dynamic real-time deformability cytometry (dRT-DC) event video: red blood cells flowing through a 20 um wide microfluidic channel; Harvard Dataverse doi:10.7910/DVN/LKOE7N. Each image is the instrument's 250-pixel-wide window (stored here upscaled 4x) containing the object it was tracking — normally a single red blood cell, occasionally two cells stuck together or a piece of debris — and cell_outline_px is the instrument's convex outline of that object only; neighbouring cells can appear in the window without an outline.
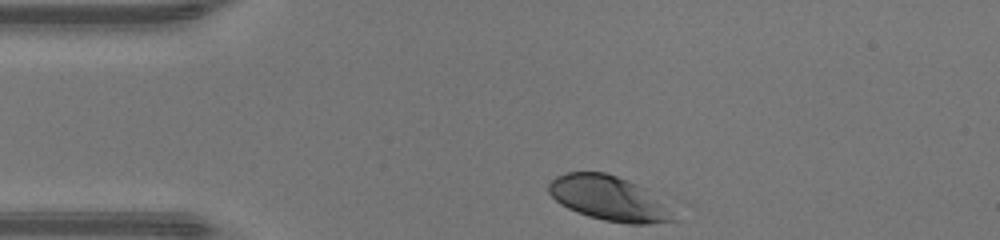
{"species": "human", "species_latin": "Homo sapiens", "temperature_condition": "warm", "stored_images_in_passage": 29, "camera_frame_rate_fps": 3000, "um_per_image_px": 0.085, "donor": {"sex": "male"}, "frame": {"image": 1, "passage_image": 1, "time_ms": 0.0, "image_size_px": [1000, 240], "cell_outline_px": [[676, 220], [644, 224], [628, 224], [604, 220], [588, 216], [576, 212], [560, 204], [548, 192], [548, 184], [556, 176], [568, 172], [604, 172], [628, 180], [648, 188]], "centroid_in_image_um": [51.68, 16.84], "position_along_channel_um": 33.3, "area_um2": 32.08}}
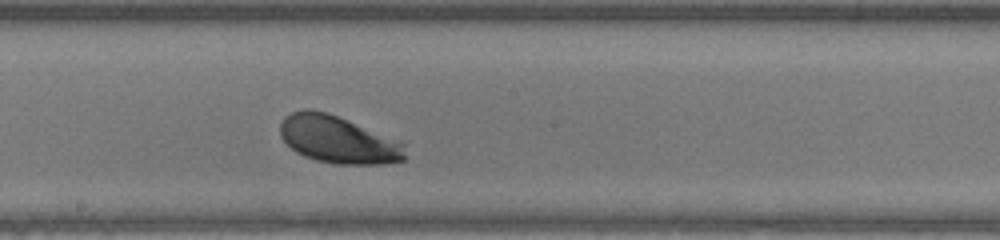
{"frame": {"image": 2, "passage_image": 17, "time_ms": 5.333, "image_size_px": [1000, 240], "cell_outline_px": [[408, 140], [404, 160], [384, 164], [336, 164], [316, 160], [304, 156], [296, 152], [280, 136], [280, 124], [284, 116], [292, 112], [304, 108], [308, 108], [328, 112]], "centroid_in_image_um": [28.86, 11.84], "position_along_channel_um": 219.3, "area_um2": 35.84}}
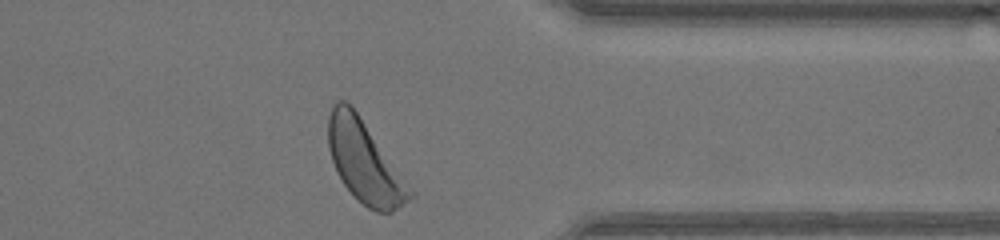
{"frame": {"image": 3, "passage_image": 29, "time_ms": 9.333, "image_size_px": [1000, 240], "cell_outline_px": [[416, 196], [392, 212], [376, 212], [368, 208], [344, 184], [336, 172], [328, 148], [328, 116], [332, 104], [336, 100], [344, 100], [352, 104], [416, 192]], "centroid_in_image_um": [31.02, 13.72], "position_along_channel_um": 380.4, "area_um2": 39.3}, "authors_computed_cell_mechanics": {"area_um2": 34.6222, "velocity_mm_per_s": 4.3262, "shape_relaxation_time_tau1_ms": 1.0341, "shape_relaxation_time_tau2_ms": null, "deformation_change_tau1": 0.1064, "deformation_change_tau2": null}}